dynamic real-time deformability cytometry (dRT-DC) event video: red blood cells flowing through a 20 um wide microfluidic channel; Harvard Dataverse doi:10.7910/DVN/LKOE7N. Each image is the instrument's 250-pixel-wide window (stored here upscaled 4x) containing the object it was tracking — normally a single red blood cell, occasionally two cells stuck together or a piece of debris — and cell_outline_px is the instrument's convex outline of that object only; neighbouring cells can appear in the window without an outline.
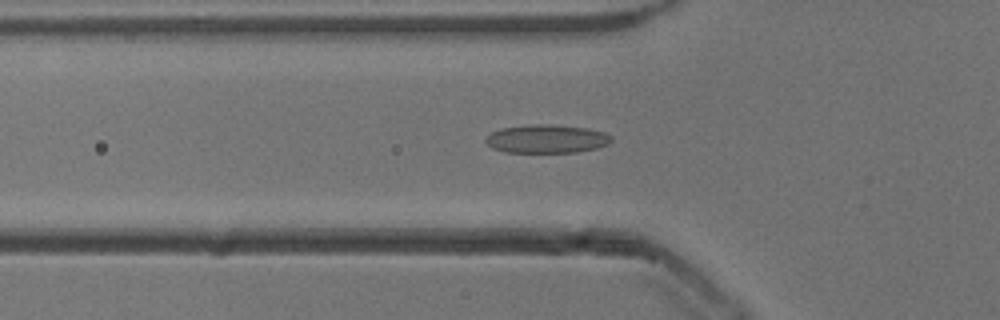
{"species": "common noctule bat (a hibernating species)", "species_latin": "Nyctalus noctula", "temperature_condition": "cold", "stored_images_in_passage": 53, "camera_frame_rate_fps": 3000, "um_per_image_px": 0.085, "animal": {"sex": "male", "body_mass_g": 13.3}, "frame": {"image": 1, "passage_image": 18, "time_ms": 5.667, "image_size_px": [1000, 320], "cell_outline_px": [[612, 140], [608, 144], [596, 148], [576, 152], [504, 152], [492, 148], [484, 140], [492, 132], [500, 128], [528, 124], [552, 124], [588, 128], [604, 132], [612, 136]], "centroid_in_image_um": [46.46, 11.79], "position_along_channel_um": 79.3, "area_um2": 20.92}}
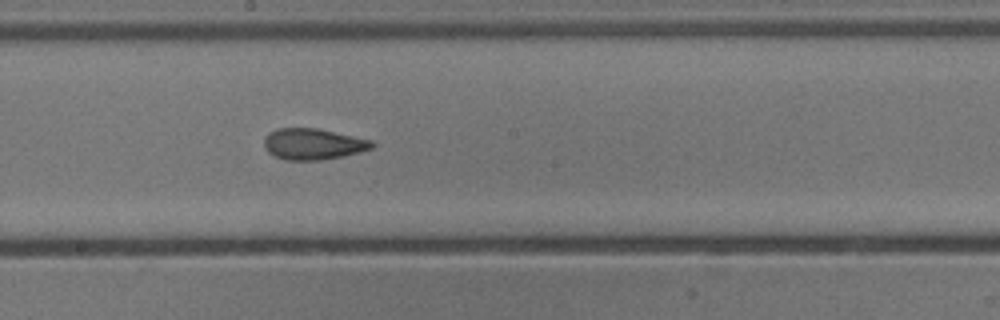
{"frame": {"image": 2, "passage_image": 29, "time_ms": 9.333, "image_size_px": [1000, 320], "cell_outline_px": [[376, 144], [372, 148], [340, 156], [320, 160], [284, 160], [268, 152], [264, 148], [264, 140], [268, 132], [276, 128], [320, 128], [372, 140]], "centroid_in_image_um": [26.58, 12.22], "position_along_channel_um": 221.6, "area_um2": 19.59}}
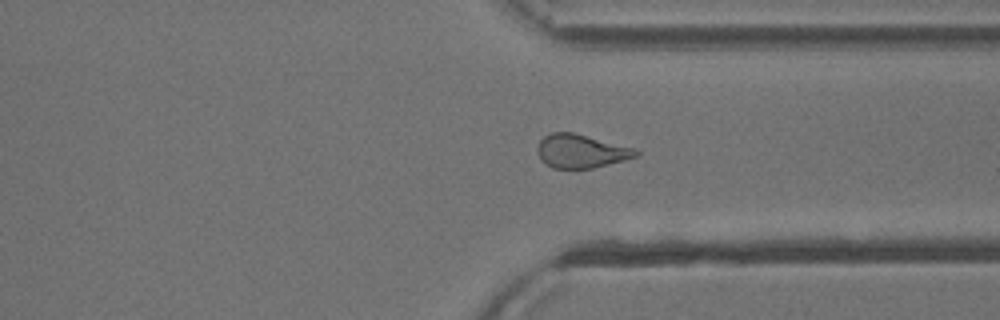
{"frame": {"image": 3, "passage_image": 40, "time_ms": 13.0, "image_size_px": [1000, 320], "cell_outline_px": [[640, 156], [592, 168], [552, 168], [540, 160], [536, 148], [540, 140], [544, 136], [552, 132], [572, 132], [636, 148], [640, 152]], "centroid_in_image_um": [49.39, 12.84], "position_along_channel_um": 362.0, "area_um2": 19.36}, "authors_computed_cell_mechanics": {"area_um2": 19.8832, "velocity_mm_per_s": 3.8331, "shape_relaxation_time_tau1_ms": 10.3983, "shape_relaxation_time_tau2_ms": 1.6419, "deformation_change_tau1": 0.2502, "deformation_change_tau2": 0.0903}}